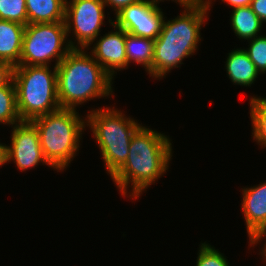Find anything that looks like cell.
<instances>
[{
	"label": "cell",
	"mask_w": 266,
	"mask_h": 266,
	"mask_svg": "<svg viewBox=\"0 0 266 266\" xmlns=\"http://www.w3.org/2000/svg\"><path fill=\"white\" fill-rule=\"evenodd\" d=\"M125 163L111 176L121 195L133 200L169 169L172 143L164 133L141 126L133 135ZM131 182V186L129 185Z\"/></svg>",
	"instance_id": "obj_1"
},
{
	"label": "cell",
	"mask_w": 266,
	"mask_h": 266,
	"mask_svg": "<svg viewBox=\"0 0 266 266\" xmlns=\"http://www.w3.org/2000/svg\"><path fill=\"white\" fill-rule=\"evenodd\" d=\"M177 4L184 7V11L173 20L165 21L164 18L161 32L154 40L149 75L155 79L166 77L173 68L180 67L185 58L194 55L202 39L200 29L207 22L212 0Z\"/></svg>",
	"instance_id": "obj_2"
},
{
	"label": "cell",
	"mask_w": 266,
	"mask_h": 266,
	"mask_svg": "<svg viewBox=\"0 0 266 266\" xmlns=\"http://www.w3.org/2000/svg\"><path fill=\"white\" fill-rule=\"evenodd\" d=\"M61 108L76 109L91 99L113 96L112 78L85 49H72L56 66Z\"/></svg>",
	"instance_id": "obj_3"
},
{
	"label": "cell",
	"mask_w": 266,
	"mask_h": 266,
	"mask_svg": "<svg viewBox=\"0 0 266 266\" xmlns=\"http://www.w3.org/2000/svg\"><path fill=\"white\" fill-rule=\"evenodd\" d=\"M76 110L60 108L31 121L39 133L44 157L57 172L69 166L80 148L86 118Z\"/></svg>",
	"instance_id": "obj_4"
},
{
	"label": "cell",
	"mask_w": 266,
	"mask_h": 266,
	"mask_svg": "<svg viewBox=\"0 0 266 266\" xmlns=\"http://www.w3.org/2000/svg\"><path fill=\"white\" fill-rule=\"evenodd\" d=\"M86 126L98 143L106 173L112 176L127 160L132 137L142 124L114 107H106L89 110Z\"/></svg>",
	"instance_id": "obj_5"
},
{
	"label": "cell",
	"mask_w": 266,
	"mask_h": 266,
	"mask_svg": "<svg viewBox=\"0 0 266 266\" xmlns=\"http://www.w3.org/2000/svg\"><path fill=\"white\" fill-rule=\"evenodd\" d=\"M53 67V71L49 66L14 67L17 110L22 121H32L61 108L57 95L56 66Z\"/></svg>",
	"instance_id": "obj_6"
},
{
	"label": "cell",
	"mask_w": 266,
	"mask_h": 266,
	"mask_svg": "<svg viewBox=\"0 0 266 266\" xmlns=\"http://www.w3.org/2000/svg\"><path fill=\"white\" fill-rule=\"evenodd\" d=\"M71 50L64 22L28 24L18 66H57Z\"/></svg>",
	"instance_id": "obj_7"
},
{
	"label": "cell",
	"mask_w": 266,
	"mask_h": 266,
	"mask_svg": "<svg viewBox=\"0 0 266 266\" xmlns=\"http://www.w3.org/2000/svg\"><path fill=\"white\" fill-rule=\"evenodd\" d=\"M66 0L65 27L67 37L73 33L74 42L68 40L72 49L89 50L94 40L99 38L104 25L105 4L103 0ZM76 42V43H75Z\"/></svg>",
	"instance_id": "obj_8"
},
{
	"label": "cell",
	"mask_w": 266,
	"mask_h": 266,
	"mask_svg": "<svg viewBox=\"0 0 266 266\" xmlns=\"http://www.w3.org/2000/svg\"><path fill=\"white\" fill-rule=\"evenodd\" d=\"M164 0H140L115 15L113 24L127 33L155 40L161 32L164 14L159 7Z\"/></svg>",
	"instance_id": "obj_9"
},
{
	"label": "cell",
	"mask_w": 266,
	"mask_h": 266,
	"mask_svg": "<svg viewBox=\"0 0 266 266\" xmlns=\"http://www.w3.org/2000/svg\"><path fill=\"white\" fill-rule=\"evenodd\" d=\"M12 128L11 145H6L7 162L14 161L20 171L35 168L39 163L53 168L44 157L39 133L31 121H21Z\"/></svg>",
	"instance_id": "obj_10"
},
{
	"label": "cell",
	"mask_w": 266,
	"mask_h": 266,
	"mask_svg": "<svg viewBox=\"0 0 266 266\" xmlns=\"http://www.w3.org/2000/svg\"><path fill=\"white\" fill-rule=\"evenodd\" d=\"M110 25L115 31H110L101 36L98 40H94L93 48L90 54L105 69V71L113 78L116 71L127 68V58L125 51L126 31L113 24V20L109 19Z\"/></svg>",
	"instance_id": "obj_11"
},
{
	"label": "cell",
	"mask_w": 266,
	"mask_h": 266,
	"mask_svg": "<svg viewBox=\"0 0 266 266\" xmlns=\"http://www.w3.org/2000/svg\"><path fill=\"white\" fill-rule=\"evenodd\" d=\"M241 209L249 239L266 223V182L242 188Z\"/></svg>",
	"instance_id": "obj_12"
},
{
	"label": "cell",
	"mask_w": 266,
	"mask_h": 266,
	"mask_svg": "<svg viewBox=\"0 0 266 266\" xmlns=\"http://www.w3.org/2000/svg\"><path fill=\"white\" fill-rule=\"evenodd\" d=\"M25 25L17 22L0 20V61L13 67L20 62Z\"/></svg>",
	"instance_id": "obj_13"
},
{
	"label": "cell",
	"mask_w": 266,
	"mask_h": 266,
	"mask_svg": "<svg viewBox=\"0 0 266 266\" xmlns=\"http://www.w3.org/2000/svg\"><path fill=\"white\" fill-rule=\"evenodd\" d=\"M225 63L227 75L235 85L251 87L258 78V74L261 75L244 49L231 50Z\"/></svg>",
	"instance_id": "obj_14"
},
{
	"label": "cell",
	"mask_w": 266,
	"mask_h": 266,
	"mask_svg": "<svg viewBox=\"0 0 266 266\" xmlns=\"http://www.w3.org/2000/svg\"><path fill=\"white\" fill-rule=\"evenodd\" d=\"M66 0H26L28 24L64 22Z\"/></svg>",
	"instance_id": "obj_15"
},
{
	"label": "cell",
	"mask_w": 266,
	"mask_h": 266,
	"mask_svg": "<svg viewBox=\"0 0 266 266\" xmlns=\"http://www.w3.org/2000/svg\"><path fill=\"white\" fill-rule=\"evenodd\" d=\"M125 51L127 68L131 62L142 65L150 73L153 62L154 40L126 32Z\"/></svg>",
	"instance_id": "obj_16"
},
{
	"label": "cell",
	"mask_w": 266,
	"mask_h": 266,
	"mask_svg": "<svg viewBox=\"0 0 266 266\" xmlns=\"http://www.w3.org/2000/svg\"><path fill=\"white\" fill-rule=\"evenodd\" d=\"M230 25L239 39L250 40L259 36L262 22L250 6L233 8Z\"/></svg>",
	"instance_id": "obj_17"
},
{
	"label": "cell",
	"mask_w": 266,
	"mask_h": 266,
	"mask_svg": "<svg viewBox=\"0 0 266 266\" xmlns=\"http://www.w3.org/2000/svg\"><path fill=\"white\" fill-rule=\"evenodd\" d=\"M17 110L16 87L13 79L3 87H0V124L11 125L21 122Z\"/></svg>",
	"instance_id": "obj_18"
},
{
	"label": "cell",
	"mask_w": 266,
	"mask_h": 266,
	"mask_svg": "<svg viewBox=\"0 0 266 266\" xmlns=\"http://www.w3.org/2000/svg\"><path fill=\"white\" fill-rule=\"evenodd\" d=\"M250 118L252 138L258 145L266 147V98L252 96L250 98Z\"/></svg>",
	"instance_id": "obj_19"
},
{
	"label": "cell",
	"mask_w": 266,
	"mask_h": 266,
	"mask_svg": "<svg viewBox=\"0 0 266 266\" xmlns=\"http://www.w3.org/2000/svg\"><path fill=\"white\" fill-rule=\"evenodd\" d=\"M0 20L28 25L26 0H0Z\"/></svg>",
	"instance_id": "obj_20"
},
{
	"label": "cell",
	"mask_w": 266,
	"mask_h": 266,
	"mask_svg": "<svg viewBox=\"0 0 266 266\" xmlns=\"http://www.w3.org/2000/svg\"><path fill=\"white\" fill-rule=\"evenodd\" d=\"M247 41L249 47L244 48L245 52L260 74L266 73V36L259 35Z\"/></svg>",
	"instance_id": "obj_21"
},
{
	"label": "cell",
	"mask_w": 266,
	"mask_h": 266,
	"mask_svg": "<svg viewBox=\"0 0 266 266\" xmlns=\"http://www.w3.org/2000/svg\"><path fill=\"white\" fill-rule=\"evenodd\" d=\"M196 266H229L224 254L216 250L209 243H201Z\"/></svg>",
	"instance_id": "obj_22"
},
{
	"label": "cell",
	"mask_w": 266,
	"mask_h": 266,
	"mask_svg": "<svg viewBox=\"0 0 266 266\" xmlns=\"http://www.w3.org/2000/svg\"><path fill=\"white\" fill-rule=\"evenodd\" d=\"M14 67L5 61H0V87L6 86L13 79Z\"/></svg>",
	"instance_id": "obj_23"
},
{
	"label": "cell",
	"mask_w": 266,
	"mask_h": 266,
	"mask_svg": "<svg viewBox=\"0 0 266 266\" xmlns=\"http://www.w3.org/2000/svg\"><path fill=\"white\" fill-rule=\"evenodd\" d=\"M250 7L262 23L266 22V0H252Z\"/></svg>",
	"instance_id": "obj_24"
},
{
	"label": "cell",
	"mask_w": 266,
	"mask_h": 266,
	"mask_svg": "<svg viewBox=\"0 0 266 266\" xmlns=\"http://www.w3.org/2000/svg\"><path fill=\"white\" fill-rule=\"evenodd\" d=\"M140 0H103L105 6H111L112 11H115V15L120 12L126 6L137 3Z\"/></svg>",
	"instance_id": "obj_25"
},
{
	"label": "cell",
	"mask_w": 266,
	"mask_h": 266,
	"mask_svg": "<svg viewBox=\"0 0 266 266\" xmlns=\"http://www.w3.org/2000/svg\"><path fill=\"white\" fill-rule=\"evenodd\" d=\"M266 237V223L249 239L250 244L249 246L253 247L254 245L258 244L261 242L263 238ZM266 239V238H265ZM266 244V241H265Z\"/></svg>",
	"instance_id": "obj_26"
},
{
	"label": "cell",
	"mask_w": 266,
	"mask_h": 266,
	"mask_svg": "<svg viewBox=\"0 0 266 266\" xmlns=\"http://www.w3.org/2000/svg\"><path fill=\"white\" fill-rule=\"evenodd\" d=\"M223 3L226 2L227 5L232 8L236 7H247L250 6L252 0H221Z\"/></svg>",
	"instance_id": "obj_27"
},
{
	"label": "cell",
	"mask_w": 266,
	"mask_h": 266,
	"mask_svg": "<svg viewBox=\"0 0 266 266\" xmlns=\"http://www.w3.org/2000/svg\"><path fill=\"white\" fill-rule=\"evenodd\" d=\"M7 163L6 144L0 143V167Z\"/></svg>",
	"instance_id": "obj_28"
},
{
	"label": "cell",
	"mask_w": 266,
	"mask_h": 266,
	"mask_svg": "<svg viewBox=\"0 0 266 266\" xmlns=\"http://www.w3.org/2000/svg\"><path fill=\"white\" fill-rule=\"evenodd\" d=\"M167 1V0H166ZM170 1V0H169ZM174 2H178V3H184V2H201V1H205V0H172Z\"/></svg>",
	"instance_id": "obj_29"
},
{
	"label": "cell",
	"mask_w": 266,
	"mask_h": 266,
	"mask_svg": "<svg viewBox=\"0 0 266 266\" xmlns=\"http://www.w3.org/2000/svg\"><path fill=\"white\" fill-rule=\"evenodd\" d=\"M261 256L263 255V258L265 259V261H266V244H264V249H263V247H262V250H261Z\"/></svg>",
	"instance_id": "obj_30"
}]
</instances>
